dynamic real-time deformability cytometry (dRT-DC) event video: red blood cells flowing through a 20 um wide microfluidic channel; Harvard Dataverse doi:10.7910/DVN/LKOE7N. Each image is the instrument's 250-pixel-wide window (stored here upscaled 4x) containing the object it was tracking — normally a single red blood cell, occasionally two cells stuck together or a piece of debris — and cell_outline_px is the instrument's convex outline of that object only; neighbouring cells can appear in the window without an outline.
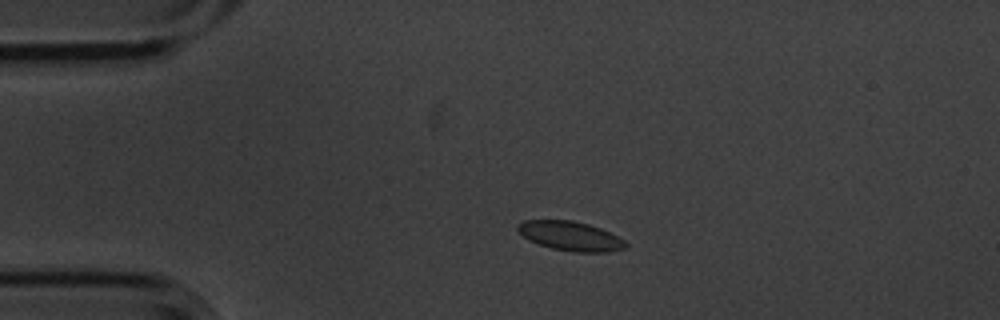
{"species": "common noctule bat (a hibernating species)", "species_latin": "Nyctalus noctula", "temperature_condition": "cold", "stored_images_in_passage": 3, "camera_frame_rate_fps": 3000, "um_per_image_px": 0.085, "animal": {"sex": "male", "body_mass_g": 20.1, "forearm_length_mm": 53.5}, "frame": {"image": 1, "passage_image": 2, "time_ms": 0.333, "image_size_px": [1000, 320], "cell_outline_px": [[628, 244], [624, 248], [608, 252], [572, 252], [552, 248], [528, 240], [516, 228], [516, 224], [524, 220], [572, 220], [588, 224], [600, 228], [624, 240]], "centroid_in_image_um": [48.46, 20.06], "position_along_channel_um": 36.5, "area_um2": 18.32}}